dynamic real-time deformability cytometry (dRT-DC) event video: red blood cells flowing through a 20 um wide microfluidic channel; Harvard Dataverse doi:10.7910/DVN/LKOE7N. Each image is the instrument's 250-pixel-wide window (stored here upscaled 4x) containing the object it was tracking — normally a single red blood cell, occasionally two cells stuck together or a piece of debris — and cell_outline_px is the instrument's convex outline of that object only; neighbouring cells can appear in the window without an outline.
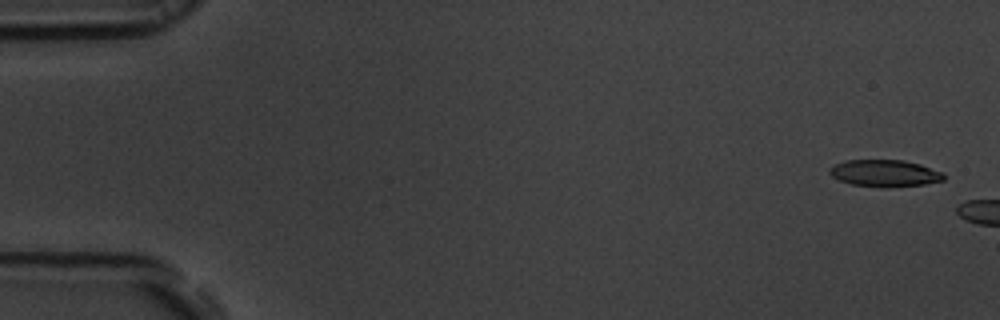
{"species": "common noctule bat (a hibernating species)", "species_latin": "Nyctalus noctula", "temperature_condition": "room temperature", "stored_images_in_passage": 6, "camera_frame_rate_fps": 3000, "um_per_image_px": 0.085, "animal": {"sex": "male", "body_mass_g": 19.5, "forearm_length_mm": 54.6}, "frame": {"image": 1, "passage_image": 2, "time_ms": 0.333, "image_size_px": [1000, 320], "cell_outline_px": [[944, 180], [924, 184], [880, 188], [852, 184], [840, 180], [832, 176], [828, 172], [828, 168], [844, 160], [904, 160], [920, 164], [944, 172]], "centroid_in_image_um": [75.2, 14.72], "position_along_channel_um": 9.8, "area_um2": 17.98}}